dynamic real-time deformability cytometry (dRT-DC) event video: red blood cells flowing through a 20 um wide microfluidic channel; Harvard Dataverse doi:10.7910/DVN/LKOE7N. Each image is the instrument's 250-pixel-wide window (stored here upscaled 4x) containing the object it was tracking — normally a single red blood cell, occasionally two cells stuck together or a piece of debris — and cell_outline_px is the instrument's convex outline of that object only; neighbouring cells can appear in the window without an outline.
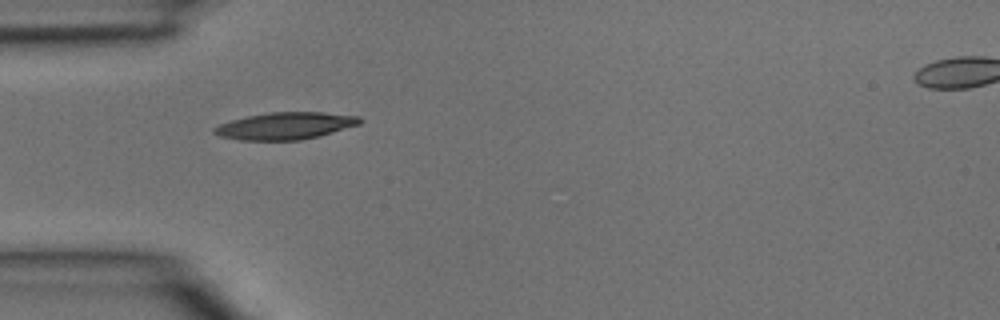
{"species": "common noctule bat (a hibernating species)", "species_latin": "Nyctalus noctula", "temperature_condition": "room temperature", "stored_images_in_passage": 1, "camera_frame_rate_fps": 3000, "um_per_image_px": 0.085, "animal": {"sex": "male", "body_mass_g": 15.6}, "frame": {"image": 1, "passage_image": 1, "time_ms": 0.0, "image_size_px": [1000, 320], "cell_outline_px": [[364, 120], [360, 124], [320, 136], [300, 140], [240, 140], [220, 136], [212, 132], [212, 128], [220, 124], [232, 120], [248, 116], [272, 112], [320, 112], [360, 116]], "centroid_in_image_um": [24.28, 10.7], "position_along_channel_um": 60.7, "area_um2": 22.95}}